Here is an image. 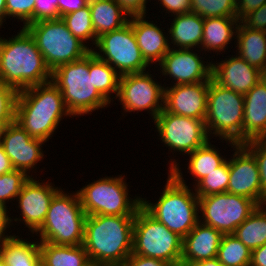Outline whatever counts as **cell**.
<instances>
[{"label": "cell", "instance_id": "ab89813d", "mask_svg": "<svg viewBox=\"0 0 266 266\" xmlns=\"http://www.w3.org/2000/svg\"><path fill=\"white\" fill-rule=\"evenodd\" d=\"M18 92L0 81V120H15Z\"/></svg>", "mask_w": 266, "mask_h": 266}, {"label": "cell", "instance_id": "836d02e7", "mask_svg": "<svg viewBox=\"0 0 266 266\" xmlns=\"http://www.w3.org/2000/svg\"><path fill=\"white\" fill-rule=\"evenodd\" d=\"M69 31L84 44L92 41L91 44L96 45L97 37L94 34V28L91 20V12L89 4L85 7L61 16Z\"/></svg>", "mask_w": 266, "mask_h": 266}, {"label": "cell", "instance_id": "6f0895ef", "mask_svg": "<svg viewBox=\"0 0 266 266\" xmlns=\"http://www.w3.org/2000/svg\"><path fill=\"white\" fill-rule=\"evenodd\" d=\"M241 0H234V2L237 4L238 2H240Z\"/></svg>", "mask_w": 266, "mask_h": 266}, {"label": "cell", "instance_id": "f546056e", "mask_svg": "<svg viewBox=\"0 0 266 266\" xmlns=\"http://www.w3.org/2000/svg\"><path fill=\"white\" fill-rule=\"evenodd\" d=\"M89 74H92L96 90L110 104L114 101L113 98L117 99L120 75L107 62L99 59L92 50L89 52ZM112 93L115 94L114 97Z\"/></svg>", "mask_w": 266, "mask_h": 266}, {"label": "cell", "instance_id": "9f6ffc18", "mask_svg": "<svg viewBox=\"0 0 266 266\" xmlns=\"http://www.w3.org/2000/svg\"><path fill=\"white\" fill-rule=\"evenodd\" d=\"M0 266H8V265L0 258Z\"/></svg>", "mask_w": 266, "mask_h": 266}, {"label": "cell", "instance_id": "4fadbf2b", "mask_svg": "<svg viewBox=\"0 0 266 266\" xmlns=\"http://www.w3.org/2000/svg\"><path fill=\"white\" fill-rule=\"evenodd\" d=\"M153 121L161 143L172 153L188 155L211 139L205 120L175 115L163 109Z\"/></svg>", "mask_w": 266, "mask_h": 266}, {"label": "cell", "instance_id": "3957f363", "mask_svg": "<svg viewBox=\"0 0 266 266\" xmlns=\"http://www.w3.org/2000/svg\"><path fill=\"white\" fill-rule=\"evenodd\" d=\"M63 116L73 117L61 91L52 81L18 92L15 122L32 138L47 142L53 137Z\"/></svg>", "mask_w": 266, "mask_h": 266}, {"label": "cell", "instance_id": "484cf974", "mask_svg": "<svg viewBox=\"0 0 266 266\" xmlns=\"http://www.w3.org/2000/svg\"><path fill=\"white\" fill-rule=\"evenodd\" d=\"M0 258L8 266H42L40 241H27L18 235L0 241Z\"/></svg>", "mask_w": 266, "mask_h": 266}, {"label": "cell", "instance_id": "f1b7e54d", "mask_svg": "<svg viewBox=\"0 0 266 266\" xmlns=\"http://www.w3.org/2000/svg\"><path fill=\"white\" fill-rule=\"evenodd\" d=\"M42 266H92L83 245L66 246L40 242Z\"/></svg>", "mask_w": 266, "mask_h": 266}, {"label": "cell", "instance_id": "60d3db41", "mask_svg": "<svg viewBox=\"0 0 266 266\" xmlns=\"http://www.w3.org/2000/svg\"><path fill=\"white\" fill-rule=\"evenodd\" d=\"M60 19L58 0H35L34 23Z\"/></svg>", "mask_w": 266, "mask_h": 266}, {"label": "cell", "instance_id": "d590c367", "mask_svg": "<svg viewBox=\"0 0 266 266\" xmlns=\"http://www.w3.org/2000/svg\"><path fill=\"white\" fill-rule=\"evenodd\" d=\"M191 12L203 18L237 17L234 0H191Z\"/></svg>", "mask_w": 266, "mask_h": 266}, {"label": "cell", "instance_id": "ba28073f", "mask_svg": "<svg viewBox=\"0 0 266 266\" xmlns=\"http://www.w3.org/2000/svg\"><path fill=\"white\" fill-rule=\"evenodd\" d=\"M124 176L104 177L77 190L86 215L135 216L140 196L131 199Z\"/></svg>", "mask_w": 266, "mask_h": 266}, {"label": "cell", "instance_id": "ffe728a7", "mask_svg": "<svg viewBox=\"0 0 266 266\" xmlns=\"http://www.w3.org/2000/svg\"><path fill=\"white\" fill-rule=\"evenodd\" d=\"M212 62L211 78L219 85L245 95L260 80L261 72L239 55Z\"/></svg>", "mask_w": 266, "mask_h": 266}, {"label": "cell", "instance_id": "5b68a950", "mask_svg": "<svg viewBox=\"0 0 266 266\" xmlns=\"http://www.w3.org/2000/svg\"><path fill=\"white\" fill-rule=\"evenodd\" d=\"M51 81L62 93L73 117L90 114L110 104L94 87L89 74V53L83 58L58 66L51 72Z\"/></svg>", "mask_w": 266, "mask_h": 266}, {"label": "cell", "instance_id": "8992f818", "mask_svg": "<svg viewBox=\"0 0 266 266\" xmlns=\"http://www.w3.org/2000/svg\"><path fill=\"white\" fill-rule=\"evenodd\" d=\"M61 188L53 197L42 226L35 232L40 242L55 245H82L86 213L78 192L68 193Z\"/></svg>", "mask_w": 266, "mask_h": 266}, {"label": "cell", "instance_id": "2e32d148", "mask_svg": "<svg viewBox=\"0 0 266 266\" xmlns=\"http://www.w3.org/2000/svg\"><path fill=\"white\" fill-rule=\"evenodd\" d=\"M54 186L52 182H39L30 177L16 198L21 217H15L14 220L11 218V222L25 224L34 234L42 226L54 195L61 189Z\"/></svg>", "mask_w": 266, "mask_h": 266}, {"label": "cell", "instance_id": "f907efd6", "mask_svg": "<svg viewBox=\"0 0 266 266\" xmlns=\"http://www.w3.org/2000/svg\"><path fill=\"white\" fill-rule=\"evenodd\" d=\"M9 157L6 155L2 144L0 143V175L13 171Z\"/></svg>", "mask_w": 266, "mask_h": 266}, {"label": "cell", "instance_id": "52a82bcc", "mask_svg": "<svg viewBox=\"0 0 266 266\" xmlns=\"http://www.w3.org/2000/svg\"><path fill=\"white\" fill-rule=\"evenodd\" d=\"M244 95L209 81L205 127L231 148L243 144ZM212 134V135H211Z\"/></svg>", "mask_w": 266, "mask_h": 266}, {"label": "cell", "instance_id": "d6a6232c", "mask_svg": "<svg viewBox=\"0 0 266 266\" xmlns=\"http://www.w3.org/2000/svg\"><path fill=\"white\" fill-rule=\"evenodd\" d=\"M251 254L234 234H224L216 258L225 266H250Z\"/></svg>", "mask_w": 266, "mask_h": 266}, {"label": "cell", "instance_id": "44dd1931", "mask_svg": "<svg viewBox=\"0 0 266 266\" xmlns=\"http://www.w3.org/2000/svg\"><path fill=\"white\" fill-rule=\"evenodd\" d=\"M146 15H131L129 21L145 61L150 65L160 63L170 50L169 36L164 28H159L153 21L145 19Z\"/></svg>", "mask_w": 266, "mask_h": 266}, {"label": "cell", "instance_id": "30bf717a", "mask_svg": "<svg viewBox=\"0 0 266 266\" xmlns=\"http://www.w3.org/2000/svg\"><path fill=\"white\" fill-rule=\"evenodd\" d=\"M183 239L140 206L134 217L132 254L181 266Z\"/></svg>", "mask_w": 266, "mask_h": 266}, {"label": "cell", "instance_id": "ee69618b", "mask_svg": "<svg viewBox=\"0 0 266 266\" xmlns=\"http://www.w3.org/2000/svg\"><path fill=\"white\" fill-rule=\"evenodd\" d=\"M122 266H171L164 260L131 254Z\"/></svg>", "mask_w": 266, "mask_h": 266}, {"label": "cell", "instance_id": "d6986e66", "mask_svg": "<svg viewBox=\"0 0 266 266\" xmlns=\"http://www.w3.org/2000/svg\"><path fill=\"white\" fill-rule=\"evenodd\" d=\"M209 81L164 87V109L175 115L205 120Z\"/></svg>", "mask_w": 266, "mask_h": 266}, {"label": "cell", "instance_id": "db71d44e", "mask_svg": "<svg viewBox=\"0 0 266 266\" xmlns=\"http://www.w3.org/2000/svg\"><path fill=\"white\" fill-rule=\"evenodd\" d=\"M15 120H0V141H1V137L3 136V133L6 129V126L12 122H14Z\"/></svg>", "mask_w": 266, "mask_h": 266}, {"label": "cell", "instance_id": "b9f144b4", "mask_svg": "<svg viewBox=\"0 0 266 266\" xmlns=\"http://www.w3.org/2000/svg\"><path fill=\"white\" fill-rule=\"evenodd\" d=\"M240 22L252 30L266 32V4L247 14Z\"/></svg>", "mask_w": 266, "mask_h": 266}, {"label": "cell", "instance_id": "cb8c5ba5", "mask_svg": "<svg viewBox=\"0 0 266 266\" xmlns=\"http://www.w3.org/2000/svg\"><path fill=\"white\" fill-rule=\"evenodd\" d=\"M168 28L169 44L175 49H201L204 18L196 13L174 15ZM171 39V41H170Z\"/></svg>", "mask_w": 266, "mask_h": 266}, {"label": "cell", "instance_id": "e575fe53", "mask_svg": "<svg viewBox=\"0 0 266 266\" xmlns=\"http://www.w3.org/2000/svg\"><path fill=\"white\" fill-rule=\"evenodd\" d=\"M229 158L215 171L209 173L197 184H193L198 197L227 192L229 183Z\"/></svg>", "mask_w": 266, "mask_h": 266}, {"label": "cell", "instance_id": "83f0119b", "mask_svg": "<svg viewBox=\"0 0 266 266\" xmlns=\"http://www.w3.org/2000/svg\"><path fill=\"white\" fill-rule=\"evenodd\" d=\"M236 35L235 54L261 70L266 62V32L252 30L239 22Z\"/></svg>", "mask_w": 266, "mask_h": 266}, {"label": "cell", "instance_id": "f5cc1de1", "mask_svg": "<svg viewBox=\"0 0 266 266\" xmlns=\"http://www.w3.org/2000/svg\"><path fill=\"white\" fill-rule=\"evenodd\" d=\"M6 21V0H0V24Z\"/></svg>", "mask_w": 266, "mask_h": 266}, {"label": "cell", "instance_id": "680465c9", "mask_svg": "<svg viewBox=\"0 0 266 266\" xmlns=\"http://www.w3.org/2000/svg\"><path fill=\"white\" fill-rule=\"evenodd\" d=\"M91 1H101V0H88V2H91Z\"/></svg>", "mask_w": 266, "mask_h": 266}, {"label": "cell", "instance_id": "8fae6325", "mask_svg": "<svg viewBox=\"0 0 266 266\" xmlns=\"http://www.w3.org/2000/svg\"><path fill=\"white\" fill-rule=\"evenodd\" d=\"M92 51L99 59L112 66L120 76L145 72L149 67L138 47L130 21L120 29L98 37Z\"/></svg>", "mask_w": 266, "mask_h": 266}, {"label": "cell", "instance_id": "74e56055", "mask_svg": "<svg viewBox=\"0 0 266 266\" xmlns=\"http://www.w3.org/2000/svg\"><path fill=\"white\" fill-rule=\"evenodd\" d=\"M243 145L254 155L258 163L262 186V205H266V139L250 140Z\"/></svg>", "mask_w": 266, "mask_h": 266}, {"label": "cell", "instance_id": "5bb4252c", "mask_svg": "<svg viewBox=\"0 0 266 266\" xmlns=\"http://www.w3.org/2000/svg\"><path fill=\"white\" fill-rule=\"evenodd\" d=\"M149 73L151 71L120 76L117 100L124 113L145 110L154 120L164 109V84L161 86Z\"/></svg>", "mask_w": 266, "mask_h": 266}, {"label": "cell", "instance_id": "f35d334b", "mask_svg": "<svg viewBox=\"0 0 266 266\" xmlns=\"http://www.w3.org/2000/svg\"><path fill=\"white\" fill-rule=\"evenodd\" d=\"M35 0H6V19L14 17L21 20L24 25L34 23Z\"/></svg>", "mask_w": 266, "mask_h": 266}, {"label": "cell", "instance_id": "9c48e42d", "mask_svg": "<svg viewBox=\"0 0 266 266\" xmlns=\"http://www.w3.org/2000/svg\"><path fill=\"white\" fill-rule=\"evenodd\" d=\"M24 28L35 40L51 72L60 65L83 58L92 50L69 31L61 18L31 23Z\"/></svg>", "mask_w": 266, "mask_h": 266}, {"label": "cell", "instance_id": "7a4b0ae2", "mask_svg": "<svg viewBox=\"0 0 266 266\" xmlns=\"http://www.w3.org/2000/svg\"><path fill=\"white\" fill-rule=\"evenodd\" d=\"M170 161L168 178L158 201L141 198V206L183 239L199 222V199L185 183L180 162L172 158Z\"/></svg>", "mask_w": 266, "mask_h": 266}, {"label": "cell", "instance_id": "7c38bea8", "mask_svg": "<svg viewBox=\"0 0 266 266\" xmlns=\"http://www.w3.org/2000/svg\"><path fill=\"white\" fill-rule=\"evenodd\" d=\"M198 199L199 222L223 234H233L259 206L250 198L229 192L202 196Z\"/></svg>", "mask_w": 266, "mask_h": 266}, {"label": "cell", "instance_id": "bcb514c9", "mask_svg": "<svg viewBox=\"0 0 266 266\" xmlns=\"http://www.w3.org/2000/svg\"><path fill=\"white\" fill-rule=\"evenodd\" d=\"M130 15H146L147 0H116Z\"/></svg>", "mask_w": 266, "mask_h": 266}, {"label": "cell", "instance_id": "816d5d0a", "mask_svg": "<svg viewBox=\"0 0 266 266\" xmlns=\"http://www.w3.org/2000/svg\"><path fill=\"white\" fill-rule=\"evenodd\" d=\"M184 266H225L217 258L186 264Z\"/></svg>", "mask_w": 266, "mask_h": 266}, {"label": "cell", "instance_id": "7bdbcfd3", "mask_svg": "<svg viewBox=\"0 0 266 266\" xmlns=\"http://www.w3.org/2000/svg\"><path fill=\"white\" fill-rule=\"evenodd\" d=\"M159 1V5L166 11L165 13H171V16L191 12V0H158V2Z\"/></svg>", "mask_w": 266, "mask_h": 266}, {"label": "cell", "instance_id": "7dc6e473", "mask_svg": "<svg viewBox=\"0 0 266 266\" xmlns=\"http://www.w3.org/2000/svg\"><path fill=\"white\" fill-rule=\"evenodd\" d=\"M88 3V0H58L60 18L61 16L85 7Z\"/></svg>", "mask_w": 266, "mask_h": 266}, {"label": "cell", "instance_id": "6da1fadb", "mask_svg": "<svg viewBox=\"0 0 266 266\" xmlns=\"http://www.w3.org/2000/svg\"><path fill=\"white\" fill-rule=\"evenodd\" d=\"M135 216L87 215L83 247L92 266H122L132 254Z\"/></svg>", "mask_w": 266, "mask_h": 266}, {"label": "cell", "instance_id": "11a10c76", "mask_svg": "<svg viewBox=\"0 0 266 266\" xmlns=\"http://www.w3.org/2000/svg\"><path fill=\"white\" fill-rule=\"evenodd\" d=\"M260 72H261V80L266 82V62L264 64V67L260 70Z\"/></svg>", "mask_w": 266, "mask_h": 266}, {"label": "cell", "instance_id": "8d00e7d4", "mask_svg": "<svg viewBox=\"0 0 266 266\" xmlns=\"http://www.w3.org/2000/svg\"><path fill=\"white\" fill-rule=\"evenodd\" d=\"M29 176L21 170H13L0 175V202L6 205L8 201L16 200Z\"/></svg>", "mask_w": 266, "mask_h": 266}, {"label": "cell", "instance_id": "d4e9b609", "mask_svg": "<svg viewBox=\"0 0 266 266\" xmlns=\"http://www.w3.org/2000/svg\"><path fill=\"white\" fill-rule=\"evenodd\" d=\"M237 17H209L204 18L203 39L201 51L216 52L220 55L221 51L229 47L228 44L234 40L239 24ZM230 42V43H229Z\"/></svg>", "mask_w": 266, "mask_h": 266}, {"label": "cell", "instance_id": "9a60e30c", "mask_svg": "<svg viewBox=\"0 0 266 266\" xmlns=\"http://www.w3.org/2000/svg\"><path fill=\"white\" fill-rule=\"evenodd\" d=\"M200 52V54L198 55ZM174 49L170 48L168 53L158 64L160 74L172 78L173 85L193 84L211 80L212 61L205 62L201 57L199 49ZM206 63V64H205Z\"/></svg>", "mask_w": 266, "mask_h": 266}, {"label": "cell", "instance_id": "681fc988", "mask_svg": "<svg viewBox=\"0 0 266 266\" xmlns=\"http://www.w3.org/2000/svg\"><path fill=\"white\" fill-rule=\"evenodd\" d=\"M250 266H266V243L252 251Z\"/></svg>", "mask_w": 266, "mask_h": 266}, {"label": "cell", "instance_id": "ac0fdd59", "mask_svg": "<svg viewBox=\"0 0 266 266\" xmlns=\"http://www.w3.org/2000/svg\"><path fill=\"white\" fill-rule=\"evenodd\" d=\"M0 143L13 168L24 171L29 177H32L30 170L34 168L36 170L38 162L43 160L44 152L41 147L45 141L32 138L14 121L6 126Z\"/></svg>", "mask_w": 266, "mask_h": 266}, {"label": "cell", "instance_id": "c3c4849f", "mask_svg": "<svg viewBox=\"0 0 266 266\" xmlns=\"http://www.w3.org/2000/svg\"><path fill=\"white\" fill-rule=\"evenodd\" d=\"M8 206L4 205L3 203L0 202V241L11 237L13 235H9L7 232L8 228L11 226L12 227V222H11V217L8 216ZM7 233V235H5Z\"/></svg>", "mask_w": 266, "mask_h": 266}, {"label": "cell", "instance_id": "1f68e13d", "mask_svg": "<svg viewBox=\"0 0 266 266\" xmlns=\"http://www.w3.org/2000/svg\"><path fill=\"white\" fill-rule=\"evenodd\" d=\"M251 251L266 243V205L257 209L233 233Z\"/></svg>", "mask_w": 266, "mask_h": 266}, {"label": "cell", "instance_id": "603a6c76", "mask_svg": "<svg viewBox=\"0 0 266 266\" xmlns=\"http://www.w3.org/2000/svg\"><path fill=\"white\" fill-rule=\"evenodd\" d=\"M266 139V82L260 80L244 95L243 143Z\"/></svg>", "mask_w": 266, "mask_h": 266}, {"label": "cell", "instance_id": "4dcf8cb0", "mask_svg": "<svg viewBox=\"0 0 266 266\" xmlns=\"http://www.w3.org/2000/svg\"><path fill=\"white\" fill-rule=\"evenodd\" d=\"M209 139L204 145L197 148L192 153L188 154V172L191 173L193 178H196L194 184L198 183L209 173L215 171L220 167L227 158L222 156L219 148L216 149L215 145H212ZM224 157V158H223Z\"/></svg>", "mask_w": 266, "mask_h": 266}, {"label": "cell", "instance_id": "277c9868", "mask_svg": "<svg viewBox=\"0 0 266 266\" xmlns=\"http://www.w3.org/2000/svg\"><path fill=\"white\" fill-rule=\"evenodd\" d=\"M0 81L17 92L51 81V70L23 27L17 35L0 40Z\"/></svg>", "mask_w": 266, "mask_h": 266}, {"label": "cell", "instance_id": "f6af8a7d", "mask_svg": "<svg viewBox=\"0 0 266 266\" xmlns=\"http://www.w3.org/2000/svg\"><path fill=\"white\" fill-rule=\"evenodd\" d=\"M264 4L266 0H241L236 4L237 18L241 21L247 14L254 12Z\"/></svg>", "mask_w": 266, "mask_h": 266}, {"label": "cell", "instance_id": "e0dca14e", "mask_svg": "<svg viewBox=\"0 0 266 266\" xmlns=\"http://www.w3.org/2000/svg\"><path fill=\"white\" fill-rule=\"evenodd\" d=\"M229 158V183L227 192L250 198L262 205V186L258 163L254 155L243 145L237 144Z\"/></svg>", "mask_w": 266, "mask_h": 266}, {"label": "cell", "instance_id": "7402d4cb", "mask_svg": "<svg viewBox=\"0 0 266 266\" xmlns=\"http://www.w3.org/2000/svg\"><path fill=\"white\" fill-rule=\"evenodd\" d=\"M223 233L198 222L183 238L181 266L217 257Z\"/></svg>", "mask_w": 266, "mask_h": 266}, {"label": "cell", "instance_id": "4316f807", "mask_svg": "<svg viewBox=\"0 0 266 266\" xmlns=\"http://www.w3.org/2000/svg\"><path fill=\"white\" fill-rule=\"evenodd\" d=\"M91 20L96 37L120 29L129 22L130 14L116 0L91 1Z\"/></svg>", "mask_w": 266, "mask_h": 266}]
</instances>
